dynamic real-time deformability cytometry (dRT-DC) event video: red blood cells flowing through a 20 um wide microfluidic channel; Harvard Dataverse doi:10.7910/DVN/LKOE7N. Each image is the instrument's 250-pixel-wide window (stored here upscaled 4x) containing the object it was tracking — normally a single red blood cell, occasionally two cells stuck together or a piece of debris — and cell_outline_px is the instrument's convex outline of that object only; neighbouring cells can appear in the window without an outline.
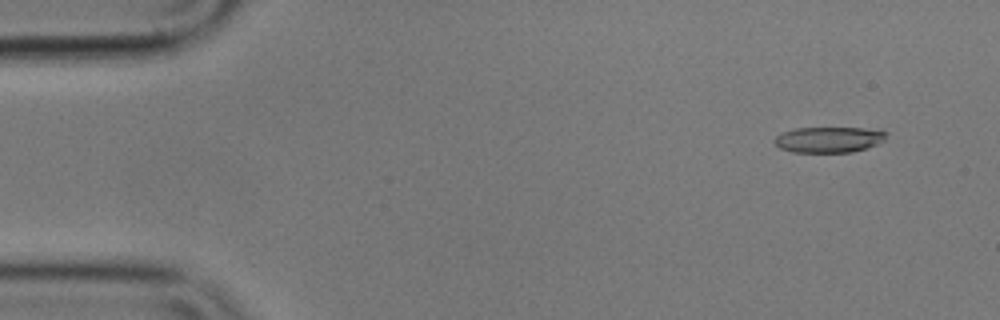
{"species": "common noctule bat (a hibernating species)", "species_latin": "Nyctalus noctula", "temperature_condition": "cold", "stored_images_in_passage": 19, "camera_frame_rate_fps": 3000, "um_per_image_px": 0.085, "animal": {"sex": "male", "body_mass_g": 17.9}, "frame": {"image": 1, "passage_image": 5, "time_ms": 1.333, "image_size_px": [1000, 320], "cell_outline_px": [[888, 132], [884, 140], [876, 144], [852, 152], [792, 152], [780, 148], [772, 140], [780, 132], [796, 128], [864, 128]], "centroid_in_image_um": [70.4, 11.86], "position_along_channel_um": 14.6, "area_um2": 16.7}}
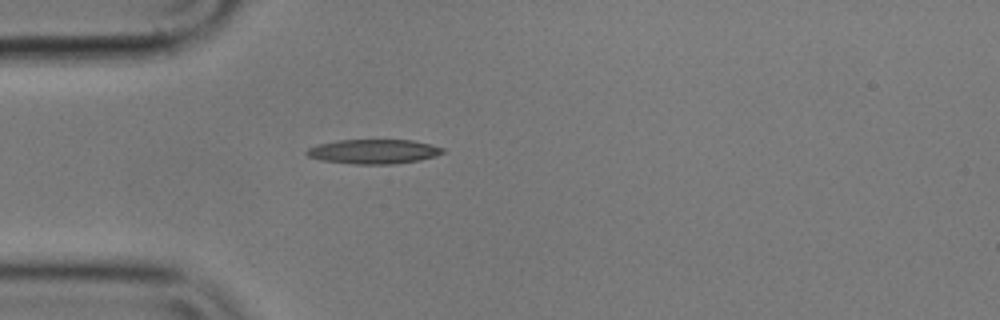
{"frame": {"image": 2, "passage_image": 16, "time_ms": 5.0, "image_size_px": [1000, 320], "cell_outline_px": [[444, 152], [436, 156], [420, 160], [392, 164], [352, 164], [320, 160], [308, 156], [304, 152], [308, 148], [320, 144], [340, 140], [412, 140], [444, 148]], "centroid_in_image_um": [31.75, 12.89], "position_along_channel_um": 53.3, "area_um2": 19.31}}